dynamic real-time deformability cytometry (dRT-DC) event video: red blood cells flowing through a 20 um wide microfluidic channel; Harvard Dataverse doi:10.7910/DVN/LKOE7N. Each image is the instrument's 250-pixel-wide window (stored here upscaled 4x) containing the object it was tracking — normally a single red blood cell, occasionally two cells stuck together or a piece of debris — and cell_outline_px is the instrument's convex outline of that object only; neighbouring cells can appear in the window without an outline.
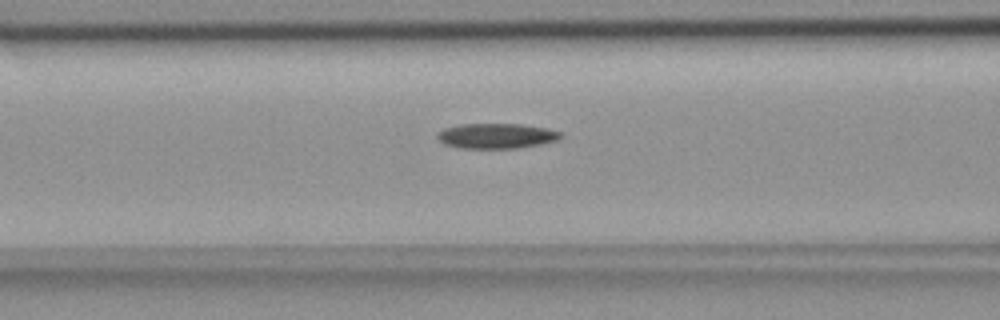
{"species": "common noctule bat (a hibernating species)", "species_latin": "Nyctalus noctula", "temperature_condition": "room temperature", "stored_images_in_passage": 50, "camera_frame_rate_fps": 3000, "um_per_image_px": 0.085, "animal": {"sex": "female", "body_mass_g": 18.4}, "frame": {"image": 1, "passage_image": 17, "time_ms": 5.333, "image_size_px": [1000, 320], "cell_outline_px": [[564, 136], [556, 140], [540, 144], [516, 148], [460, 148], [444, 144], [436, 136], [444, 128], [460, 124], [520, 124], [548, 128], [560, 132]], "centroid_in_image_um": [42.21, 11.55], "position_along_channel_um": 124.4, "area_um2": 17.98}}
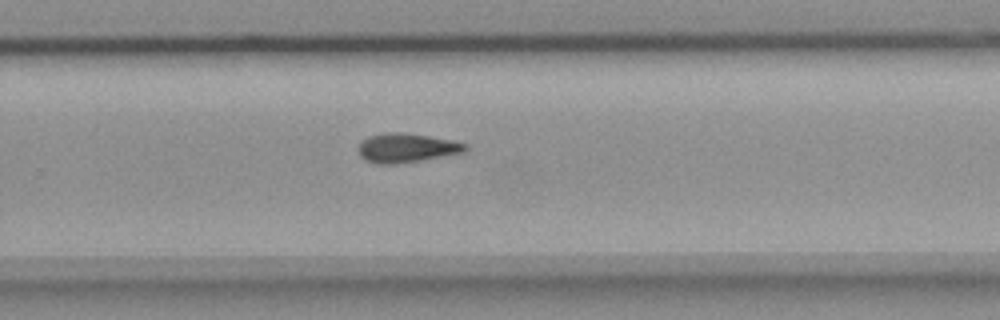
{"frame": {"image": 2, "passage_image": 31, "time_ms": 10.0, "image_size_px": [1000, 320], "cell_outline_px": [[468, 148], [464, 152], [444, 156], [396, 164], [376, 164], [364, 160], [360, 156], [356, 148], [360, 140], [368, 136], [384, 132], [392, 132], [428, 136], [452, 140], [468, 144]], "centroid_in_image_um": [34.49, 12.57], "position_along_channel_um": 295.3, "area_um2": 18.32}}
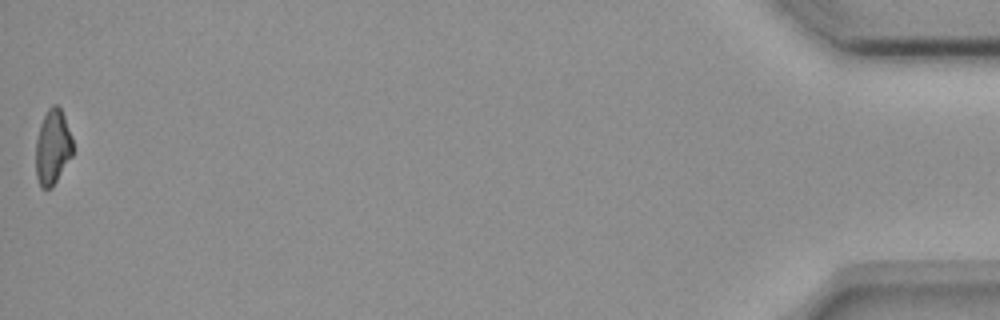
{"frame": {"image": 3, "passage_image": 50, "time_ms": 16.333, "image_size_px": [1000, 320], "cell_outline_px": [[72, 156], [52, 188], [40, 188], [36, 176], [36, 140], [40, 124], [48, 108], [52, 104], [56, 104], [60, 108], [64, 116], [72, 136]], "centroid_in_image_um": [4.47, 12.51], "position_along_channel_um": 430.7, "area_um2": 16.24}}